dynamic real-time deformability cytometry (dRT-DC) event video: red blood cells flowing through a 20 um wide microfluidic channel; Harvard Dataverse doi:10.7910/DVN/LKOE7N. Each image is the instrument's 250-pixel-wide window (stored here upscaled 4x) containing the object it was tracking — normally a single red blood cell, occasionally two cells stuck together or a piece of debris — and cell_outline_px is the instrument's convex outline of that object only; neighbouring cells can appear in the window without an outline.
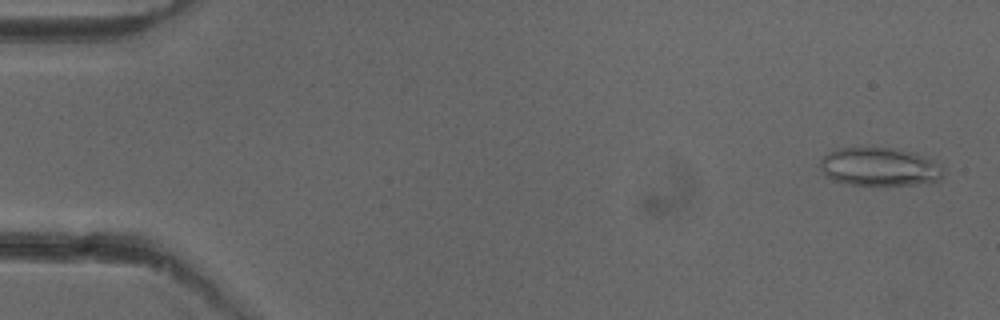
{"species": "common noctule bat (a hibernating species)", "species_latin": "Nyctalus noctula", "temperature_condition": "cold", "stored_images_in_passage": 10, "camera_frame_rate_fps": 3000, "um_per_image_px": 0.085, "animal": {"sex": "female"}, "frame": {"image": 1, "passage_image": 2, "time_ms": 0.333, "image_size_px": [1000, 320], "cell_outline_px": [[944, 176], [940, 180], [916, 184], [848, 184], [832, 180], [824, 176], [820, 168], [820, 160], [828, 152], [836, 148], [892, 148], [912, 152], [928, 156], [940, 164]], "centroid_in_image_um": [74.75, 14.17], "position_along_channel_um": 10.3, "area_um2": 27.57}}